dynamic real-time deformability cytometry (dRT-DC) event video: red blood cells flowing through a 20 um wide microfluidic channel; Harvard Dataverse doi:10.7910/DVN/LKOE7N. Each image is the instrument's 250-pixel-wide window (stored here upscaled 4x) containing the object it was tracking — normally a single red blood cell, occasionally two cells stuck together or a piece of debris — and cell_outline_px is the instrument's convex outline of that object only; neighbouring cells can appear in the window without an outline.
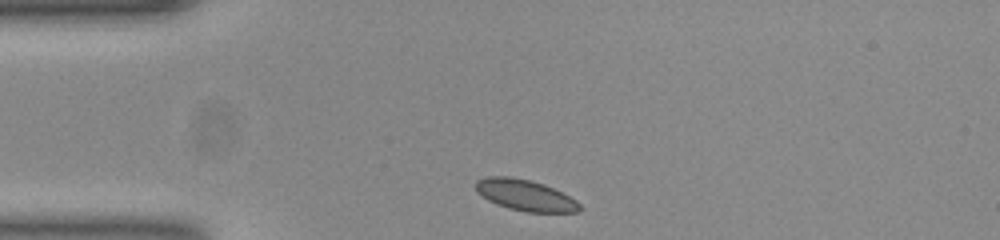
{"species": "common noctule bat (a hibernating species)", "species_latin": "Nyctalus noctula", "temperature_condition": "room temperature", "stored_images_in_passage": 32, "camera_frame_rate_fps": 3000, "um_per_image_px": 0.085, "animal": {"sex": "female", "body_mass_g": 23.0, "forearm_length_mm": 53.4}, "frame": {"image": 1, "passage_image": 1, "time_ms": 0.0, "image_size_px": [1000, 240], "cell_outline_px": [[584, 208], [580, 212], [528, 212], [508, 208], [496, 204], [488, 200], [476, 192], [476, 180], [488, 176], [508, 176], [532, 180], [544, 184], [576, 200]], "centroid_in_image_um": [44.64, 16.59], "position_along_channel_um": 40.4, "area_um2": 18.9}}
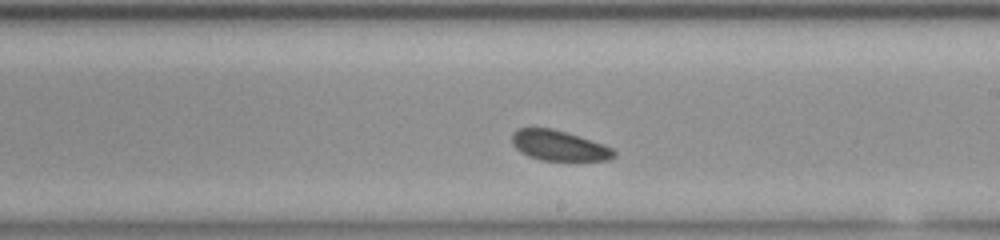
{"frame": {"image": 2, "passage_image": 19, "time_ms": 6.0, "image_size_px": [1000, 240], "cell_outline_px": [[616, 156], [608, 160], [540, 160], [528, 156], [520, 152], [512, 144], [512, 132], [516, 128], [552, 128], [612, 148], [616, 152]], "centroid_in_image_um": [47.45, 12.38], "position_along_channel_um": 241.6, "area_um2": 17.69}}
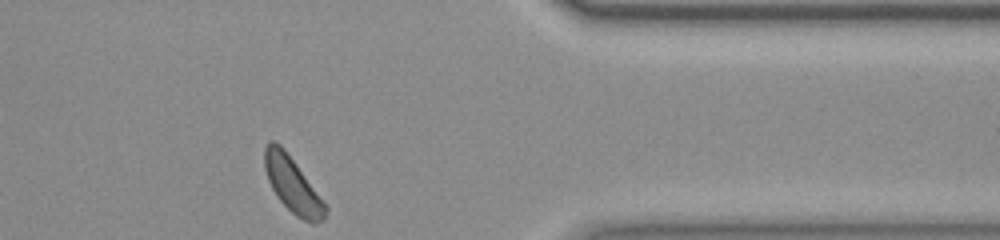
{"frame": {"image": 3, "passage_image": 32, "time_ms": 10.333, "image_size_px": [1000, 240], "cell_outline_px": [[328, 208], [324, 220], [316, 224], [312, 224], [296, 216], [280, 200], [272, 188], [268, 180], [264, 168], [264, 148], [268, 140], [272, 140], [280, 144], [284, 148], [296, 164]], "centroid_in_image_um": [24.85, 15.71], "position_along_channel_um": 386.5, "area_um2": 19.36}, "authors_computed_cell_mechanics": {"area_um2": 18.7561, "velocity_mm_per_s": 3.7872, "shape_relaxation_time_tau1_ms": null, "shape_relaxation_time_tau2_ms": 2.7361, "deformation_change_tau1": null, "deformation_change_tau2": 0.0602}}